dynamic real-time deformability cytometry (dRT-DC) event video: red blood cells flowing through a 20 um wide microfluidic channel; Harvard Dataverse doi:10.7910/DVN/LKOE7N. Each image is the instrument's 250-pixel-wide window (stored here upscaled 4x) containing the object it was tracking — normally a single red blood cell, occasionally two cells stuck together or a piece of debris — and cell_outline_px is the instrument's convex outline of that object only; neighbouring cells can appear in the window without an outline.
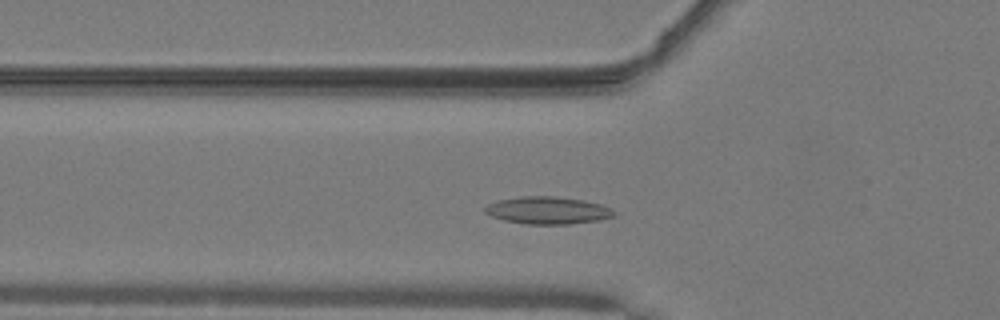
{"species": "common noctule bat (a hibernating species)", "species_latin": "Nyctalus noctula", "temperature_condition": "warm", "stored_images_in_passage": 41, "camera_frame_rate_fps": 3000, "um_per_image_px": 0.085, "animal": {"sex": "male", "body_mass_g": 19.2, "forearm_length_mm": 51.8}, "frame": {"image": 1, "passage_image": 8, "time_ms": 2.333, "image_size_px": [1000, 320], "cell_outline_px": [[616, 216], [600, 220], [568, 224], [528, 224], [504, 220], [492, 216], [484, 212], [484, 208], [488, 204], [500, 200], [520, 196], [556, 196], [584, 200], [600, 204], [612, 208], [616, 212]], "centroid_in_image_um": [46.6, 17.88], "position_along_channel_um": 79.2, "area_um2": 20.63}}
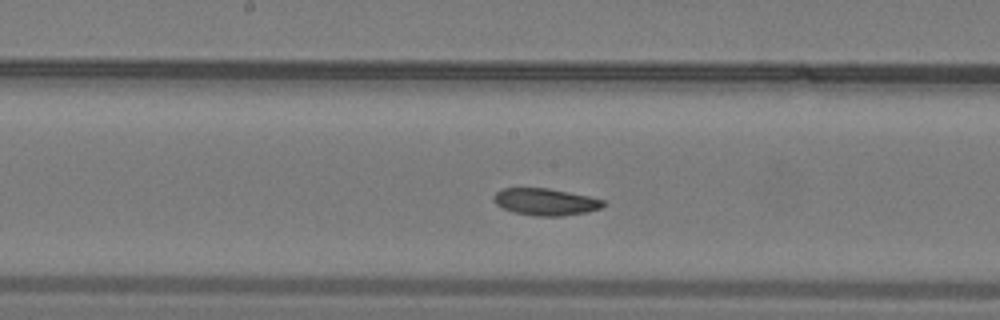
{"frame": {"image": 2, "passage_image": 17, "time_ms": 5.333, "image_size_px": [1000, 320], "cell_outline_px": [[608, 204], [600, 208], [588, 212], [564, 216], [536, 216], [512, 212], [496, 204], [492, 196], [500, 188], [548, 188], [588, 196], [604, 200]], "centroid_in_image_um": [46.37, 17.16], "position_along_channel_um": 201.8, "area_um2": 17.34}}
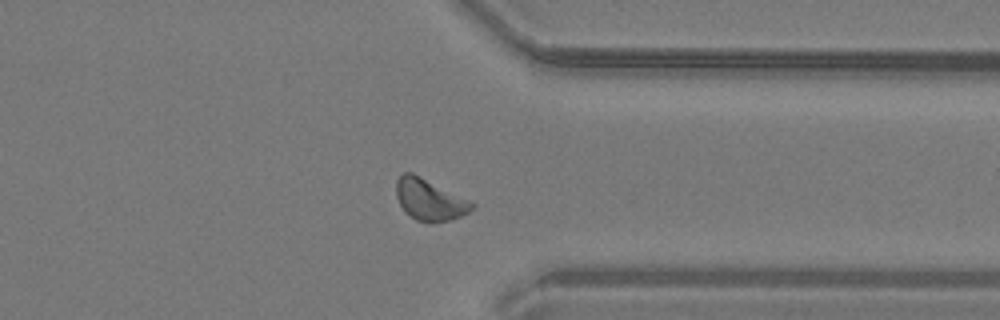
{"frame": {"image": 3, "passage_image": 30, "time_ms": 9.667, "image_size_px": [1000, 320], "cell_outline_px": [[476, 208], [460, 216], [448, 220], [432, 224], [416, 220], [404, 212], [396, 196], [396, 180], [404, 172], [412, 172], [472, 200], [476, 204]], "centroid_in_image_um": [36.54, 16.98], "position_along_channel_um": 374.9, "area_um2": 18.67}, "authors_computed_cell_mechanics": {"area_um2": 17.629, "velocity_mm_per_s": 4.0576, "shape_relaxation_time_tau1_ms": 4.6115, "shape_relaxation_time_tau2_ms": null, "deformation_change_tau1": 0.1043, "deformation_change_tau2": null}}